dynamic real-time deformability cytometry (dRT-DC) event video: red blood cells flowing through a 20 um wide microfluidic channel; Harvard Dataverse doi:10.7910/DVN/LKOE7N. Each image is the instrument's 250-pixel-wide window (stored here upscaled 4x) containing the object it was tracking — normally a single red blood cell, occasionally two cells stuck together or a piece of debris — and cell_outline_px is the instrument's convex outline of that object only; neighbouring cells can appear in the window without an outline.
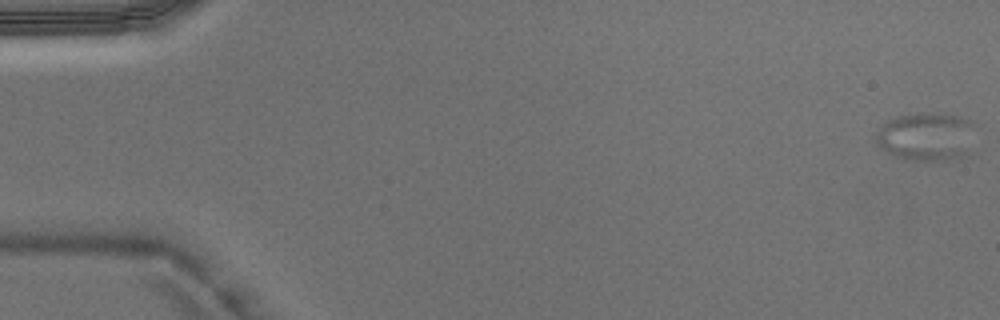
{"species": "Egyptian fruit bat (a non-hibernating species)", "species_latin": "Rousettus aegyptiacus", "temperature_condition": "warm", "stored_images_in_passage": 5, "camera_frame_rate_fps": 3000, "um_per_image_px": 0.085, "animal": {"sex": "male"}, "frame": {"image": 1, "passage_image": 5, "time_ms": 1.333, "image_size_px": [1000, 320], "cell_outline_px": [[976, 124], [968, 156], [960, 160], [904, 160], [888, 152], [876, 140], [876, 132], [888, 120], [900, 116], [932, 112], [960, 116], [972, 120]], "centroid_in_image_um": [78.84, 11.62], "position_along_channel_um": 6.2, "area_um2": 28.32}}